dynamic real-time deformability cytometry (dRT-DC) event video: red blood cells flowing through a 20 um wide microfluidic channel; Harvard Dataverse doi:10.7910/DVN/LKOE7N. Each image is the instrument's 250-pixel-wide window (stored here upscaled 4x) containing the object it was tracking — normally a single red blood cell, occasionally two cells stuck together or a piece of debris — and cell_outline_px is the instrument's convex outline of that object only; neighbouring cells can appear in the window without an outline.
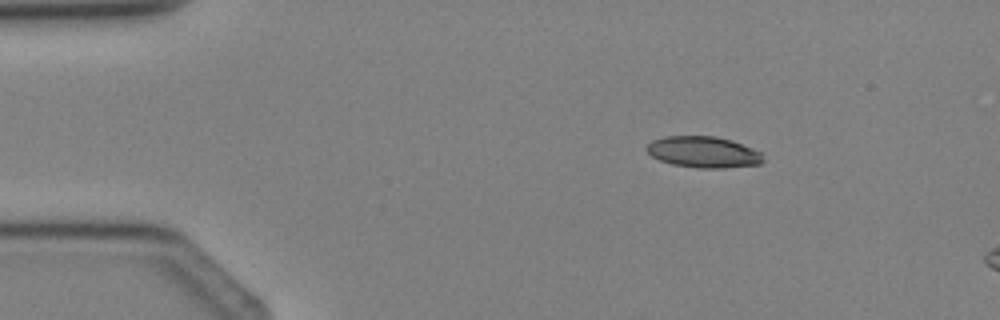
{"species": "Egyptian fruit bat (a non-hibernating species)", "species_latin": "Rousettus aegyptiacus", "temperature_condition": "cold", "stored_images_in_passage": 3, "camera_frame_rate_fps": 3000, "um_per_image_px": 0.085, "animal": {"sex": "female"}, "frame": {"image": 1, "passage_image": 2, "time_ms": 1.0, "image_size_px": [1000, 320], "cell_outline_px": [[764, 160], [760, 164], [724, 168], [696, 168], [672, 164], [660, 160], [652, 156], [644, 148], [652, 140], [664, 136], [716, 136], [732, 140], [752, 148], [760, 152]], "centroid_in_image_um": [59.77, 12.92], "position_along_channel_um": 25.2, "area_um2": 21.27}}